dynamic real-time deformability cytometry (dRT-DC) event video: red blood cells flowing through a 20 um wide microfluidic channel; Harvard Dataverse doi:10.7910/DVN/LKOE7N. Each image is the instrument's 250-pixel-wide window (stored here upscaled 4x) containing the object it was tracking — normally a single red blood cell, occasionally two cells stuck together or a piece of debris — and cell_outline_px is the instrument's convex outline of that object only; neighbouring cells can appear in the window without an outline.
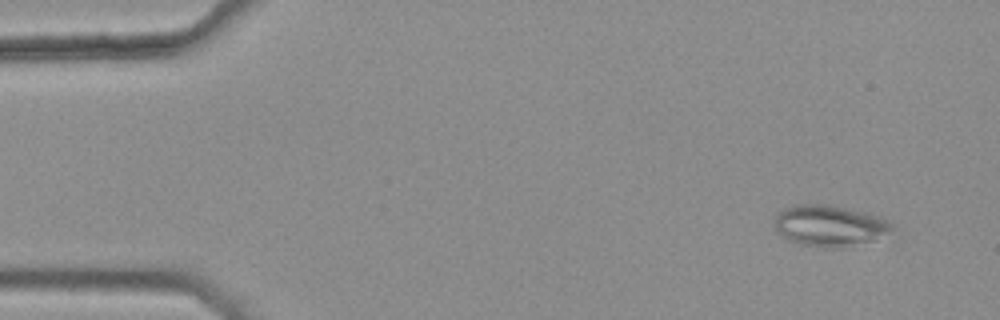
{"species": "common noctule bat (a hibernating species)", "species_latin": "Nyctalus noctula", "temperature_condition": "warm", "stored_images_in_passage": 4, "camera_frame_rate_fps": 3000, "um_per_image_px": 0.085, "animal": {"sex": "female", "body_mass_g": 25.1}, "frame": {"image": 1, "passage_image": 1, "time_ms": 0.0, "image_size_px": [1000, 320], "cell_outline_px": [[896, 228], [872, 240], [844, 248], [832, 248], [804, 244], [788, 240], [776, 228], [776, 216], [780, 212], [796, 204], [828, 204], [864, 212], [880, 216], [888, 220]], "centroid_in_image_um": [70.57, 19.18], "position_along_channel_um": 14.4, "area_um2": 27.69}}